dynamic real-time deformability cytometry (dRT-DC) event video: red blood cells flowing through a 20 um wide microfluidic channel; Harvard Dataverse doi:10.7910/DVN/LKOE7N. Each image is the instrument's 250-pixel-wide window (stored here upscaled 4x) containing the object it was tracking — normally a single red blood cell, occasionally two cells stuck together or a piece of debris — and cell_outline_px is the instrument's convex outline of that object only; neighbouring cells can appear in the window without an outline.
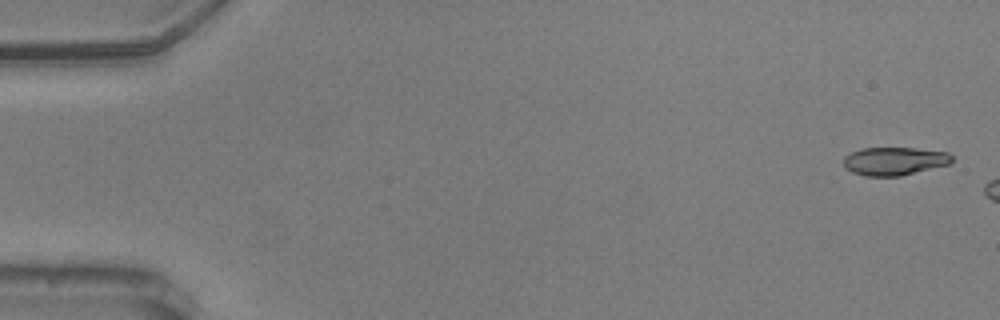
{"species": "common noctule bat (a hibernating species)", "species_latin": "Nyctalus noctula", "temperature_condition": "warm", "stored_images_in_passage": 7, "camera_frame_rate_fps": 3000, "um_per_image_px": 0.085, "animal": {"sex": "male", "body_mass_g": 20.5, "forearm_length_mm": 52.5}, "frame": {"image": 1, "passage_image": 2, "time_ms": 0.333, "image_size_px": [1000, 320], "cell_outline_px": [[952, 164], [900, 176], [864, 176], [852, 172], [844, 168], [844, 156], [860, 148], [916, 148], [948, 152], [952, 156]], "centroid_in_image_um": [76.03, 13.7], "position_along_channel_um": 9.0, "area_um2": 17.98}}